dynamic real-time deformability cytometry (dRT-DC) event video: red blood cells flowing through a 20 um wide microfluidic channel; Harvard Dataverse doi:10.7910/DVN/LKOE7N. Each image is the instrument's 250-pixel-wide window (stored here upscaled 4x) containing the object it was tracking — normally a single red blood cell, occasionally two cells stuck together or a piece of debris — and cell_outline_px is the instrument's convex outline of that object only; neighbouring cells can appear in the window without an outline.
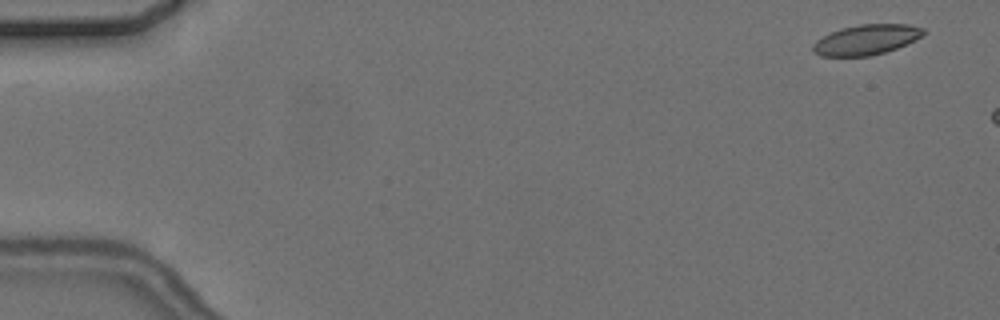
{"species": "common noctule bat (a hibernating species)", "species_latin": "Nyctalus noctula", "temperature_condition": "cold", "stored_images_in_passage": 3, "camera_frame_rate_fps": 3000, "um_per_image_px": 0.085, "animal": {"sex": "female", "body_mass_g": 24.6, "forearm_length_mm": 56.2}, "frame": {"image": 1, "passage_image": 1, "time_ms": 0.0, "image_size_px": [1000, 320], "cell_outline_px": [[928, 32], [896, 48], [872, 56], [820, 56], [812, 52], [812, 44], [816, 40], [840, 28], [860, 24], [908, 24], [924, 28]], "centroid_in_image_um": [73.6, 3.37], "position_along_channel_um": 11.4, "area_um2": 19.36}}